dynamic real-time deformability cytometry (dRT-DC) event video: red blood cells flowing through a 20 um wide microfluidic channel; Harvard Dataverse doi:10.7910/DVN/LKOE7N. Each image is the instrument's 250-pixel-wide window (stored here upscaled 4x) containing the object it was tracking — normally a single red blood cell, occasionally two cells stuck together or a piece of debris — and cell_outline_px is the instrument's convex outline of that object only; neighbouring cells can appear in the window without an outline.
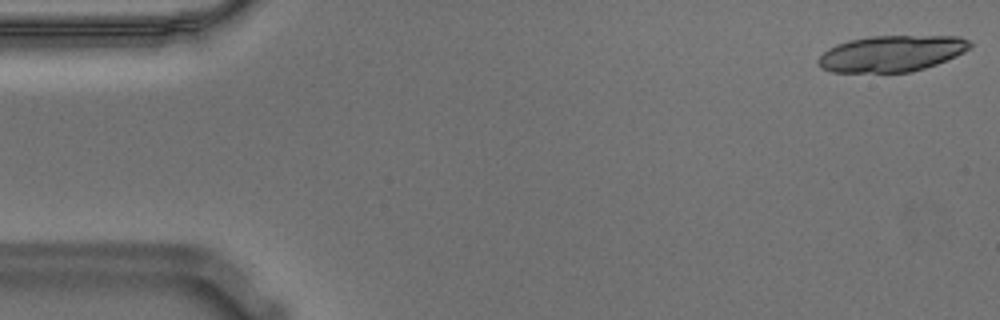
{"species": "Egyptian fruit bat (a non-hibernating species)", "species_latin": "Rousettus aegyptiacus", "temperature_condition": "warm", "stored_images_in_passage": 18, "camera_frame_rate_fps": 3000, "um_per_image_px": 0.085, "animal": {"sex": "male"}, "frame": {"image": 1, "passage_image": 1, "time_ms": 0.0, "image_size_px": [1000, 320], "cell_outline_px": [[972, 48], [956, 56], [936, 64], [912, 72], [832, 72], [820, 68], [816, 64], [816, 60], [828, 48], [836, 44], [848, 40], [868, 36], [960, 36], [968, 40], [972, 44]], "centroid_in_image_um": [75.76, 4.55], "position_along_channel_um": 9.2, "area_um2": 32.25}}